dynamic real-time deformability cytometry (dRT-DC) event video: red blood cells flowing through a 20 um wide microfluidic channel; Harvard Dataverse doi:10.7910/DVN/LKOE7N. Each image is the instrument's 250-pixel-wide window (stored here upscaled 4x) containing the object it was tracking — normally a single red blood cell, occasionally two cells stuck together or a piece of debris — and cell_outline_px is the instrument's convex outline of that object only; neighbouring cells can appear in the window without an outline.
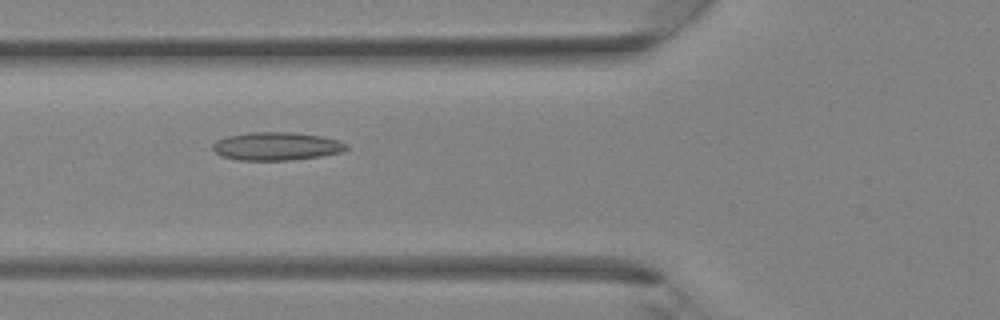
{"species": "Egyptian fruit bat (a non-hibernating species)", "species_latin": "Rousettus aegyptiacus", "temperature_condition": "room temperature", "stored_images_in_passage": 40, "camera_frame_rate_fps": 3000, "um_per_image_px": 0.085, "animal": {"sex": "female"}, "frame": {"image": 1, "passage_image": 15, "time_ms": 4.667, "image_size_px": [1000, 320], "cell_outline_px": [[348, 148], [340, 152], [320, 156], [292, 160], [236, 160], [220, 156], [212, 148], [212, 144], [216, 140], [228, 136], [252, 132], [292, 132], [320, 136], [340, 140], [348, 144]], "centroid_in_image_um": [23.49, 12.43], "position_along_channel_um": 102.3, "area_um2": 21.96}}
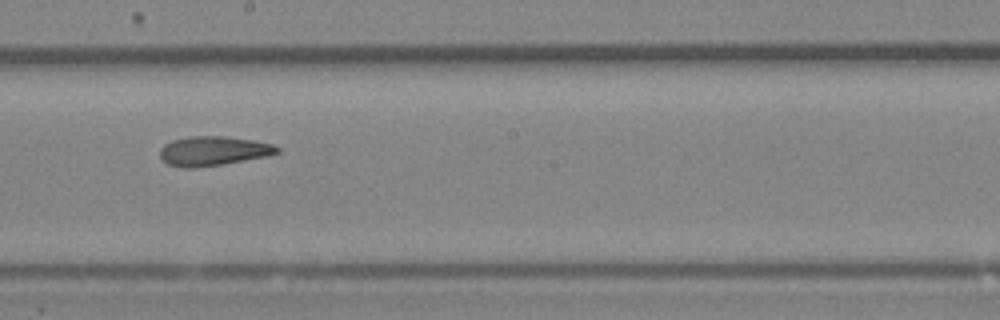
{"frame": {"image": 2, "passage_image": 23, "time_ms": 7.333, "image_size_px": [1000, 320], "cell_outline_px": [[280, 152], [268, 156], [196, 168], [184, 168], [168, 164], [160, 156], [160, 148], [164, 144], [172, 140], [192, 136], [224, 136], [252, 140], [272, 144], [280, 148]], "centroid_in_image_um": [18.12, 12.83], "position_along_channel_um": 230.1, "area_um2": 19.94}}
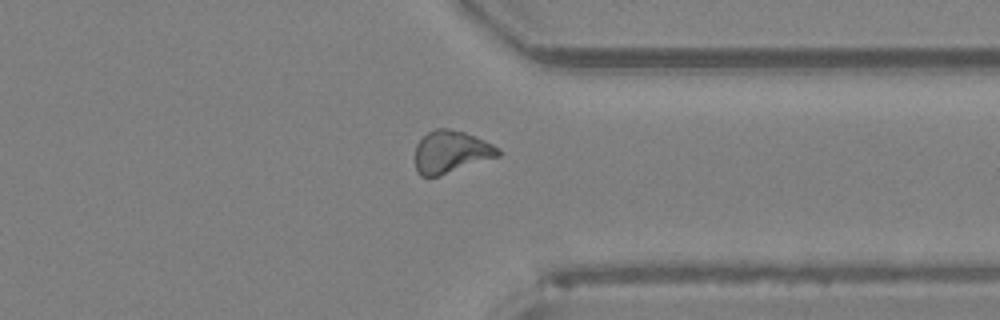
{"frame": {"image": 3, "passage_image": 32, "time_ms": 10.333, "image_size_px": [1000, 320], "cell_outline_px": [[500, 156], [440, 176], [420, 176], [416, 172], [416, 144], [428, 132], [436, 128], [448, 128], [464, 132], [484, 140], [500, 148]], "centroid_in_image_um": [38.34, 12.92], "position_along_channel_um": 373.1, "area_um2": 20.52}}